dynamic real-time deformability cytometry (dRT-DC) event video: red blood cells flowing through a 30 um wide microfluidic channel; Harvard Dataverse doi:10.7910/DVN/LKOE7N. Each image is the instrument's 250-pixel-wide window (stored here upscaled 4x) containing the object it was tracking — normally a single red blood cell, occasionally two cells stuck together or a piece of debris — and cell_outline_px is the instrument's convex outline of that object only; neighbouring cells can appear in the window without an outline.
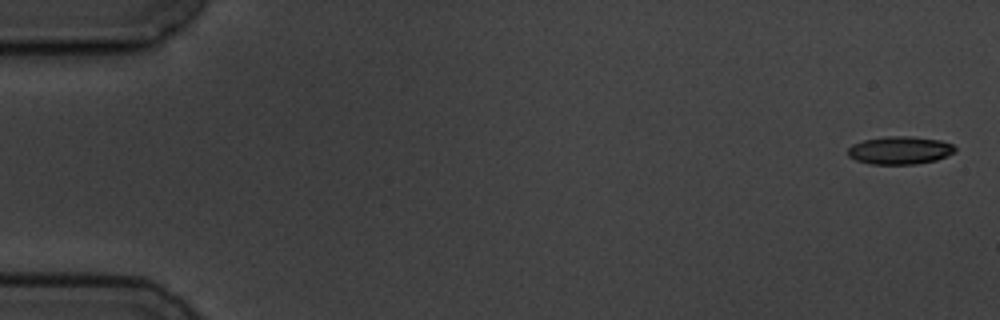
{"species": "common noctule bat (a hibernating species)", "species_latin": "Nyctalus noctula", "temperature_condition": "cold", "stored_images_in_passage": 6, "camera_frame_rate_fps": 3000, "um_per_image_px": 0.085, "animal": {"sex": "male", "body_mass_g": 19.5, "forearm_length_mm": 54.6}, "frame": {"image": 1, "passage_image": 1, "time_ms": 0.0, "image_size_px": [1000, 320], "cell_outline_px": [[956, 152], [936, 160], [916, 164], [872, 164], [856, 160], [848, 156], [848, 148], [852, 144], [864, 140], [884, 136], [912, 136], [940, 140], [952, 144], [956, 148]], "centroid_in_image_um": [76.49, 12.77], "position_along_channel_um": 8.5, "area_um2": 17.51}}
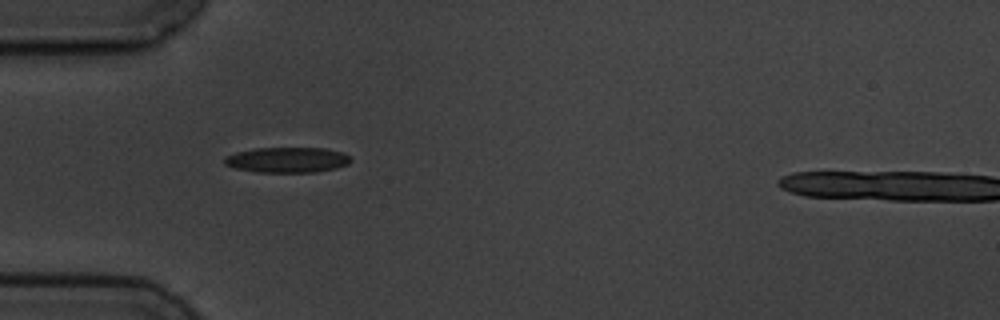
{"frame": {"image": 2, "passage_image": 5, "time_ms": 5.333, "image_size_px": [1000, 320], "cell_outline_px": [[352, 160], [348, 164], [336, 168], [316, 172], [260, 172], [236, 168], [224, 164], [224, 156], [236, 152], [256, 148], [324, 148], [344, 152]], "centroid_in_image_um": [24.43, 13.58], "position_along_channel_um": 60.6, "area_um2": 18.67}}
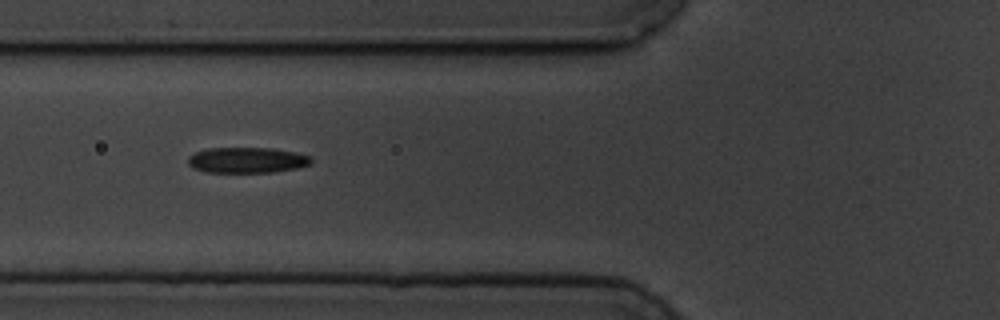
{"frame": {"image": 3, "passage_image": 6, "time_ms": 6.667, "image_size_px": [1000, 320], "cell_outline_px": [[312, 164], [296, 168], [272, 172], [204, 172], [192, 168], [188, 164], [188, 156], [196, 152], [208, 148], [272, 148], [296, 152], [312, 156]], "centroid_in_image_um": [21.0, 13.61], "position_along_channel_um": 104.8, "area_um2": 18.55}}